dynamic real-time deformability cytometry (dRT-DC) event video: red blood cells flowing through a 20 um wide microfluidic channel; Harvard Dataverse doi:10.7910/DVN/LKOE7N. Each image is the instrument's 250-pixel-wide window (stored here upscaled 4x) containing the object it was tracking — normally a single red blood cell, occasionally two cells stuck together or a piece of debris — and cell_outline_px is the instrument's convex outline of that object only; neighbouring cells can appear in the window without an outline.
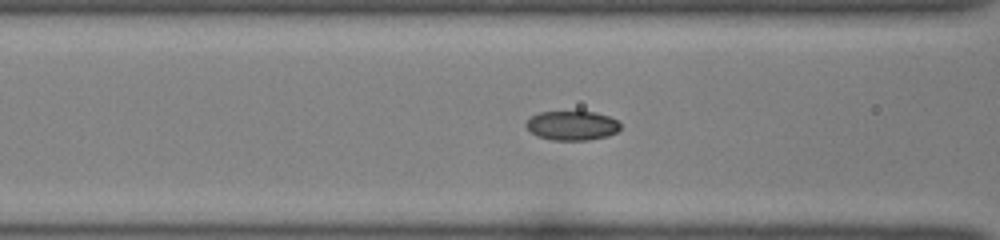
{"species": "common noctule bat (a hibernating species)", "species_latin": "Nyctalus noctula", "temperature_condition": "room temperature", "stored_images_in_passage": 46, "camera_frame_rate_fps": 3000, "um_per_image_px": 0.085, "animal": {"sex": "female", "body_mass_g": 22.0, "forearm_length_mm": 56.7}, "frame": {"image": 1, "passage_image": 25, "time_ms": 8.0, "image_size_px": [1000, 240], "cell_outline_px": [[620, 128], [616, 132], [608, 136], [588, 140], [552, 140], [536, 136], [524, 124], [532, 116], [540, 112], [596, 112], [608, 116], [616, 120], [620, 124]], "centroid_in_image_um": [48.62, 10.68], "position_along_channel_um": 118.0, "area_um2": 16.01}}
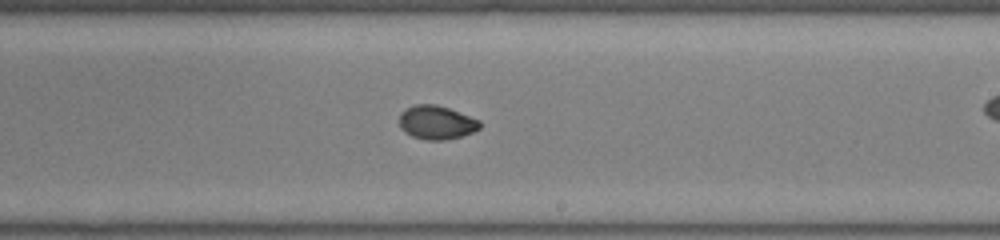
{"frame": {"image": 2, "passage_image": 35, "time_ms": 11.333, "image_size_px": [1000, 240], "cell_outline_px": [[480, 128], [472, 132], [460, 136], [444, 140], [424, 140], [412, 136], [404, 132], [400, 128], [400, 112], [404, 108], [416, 104], [436, 104], [448, 108], [480, 120]], "centroid_in_image_um": [37.06, 10.4], "position_along_channel_um": 251.9, "area_um2": 15.84}}
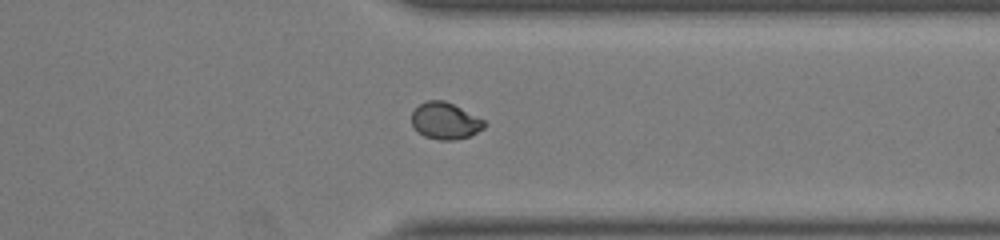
{"frame": {"image": 3, "passage_image": 44, "time_ms": 14.333, "image_size_px": [1000, 240], "cell_outline_px": [[488, 124], [484, 128], [468, 136], [456, 140], [440, 140], [424, 136], [412, 124], [412, 112], [420, 104], [428, 100], [444, 100], [484, 120]], "centroid_in_image_um": [37.85, 10.28], "position_along_channel_um": 373.6, "area_um2": 15.26}}